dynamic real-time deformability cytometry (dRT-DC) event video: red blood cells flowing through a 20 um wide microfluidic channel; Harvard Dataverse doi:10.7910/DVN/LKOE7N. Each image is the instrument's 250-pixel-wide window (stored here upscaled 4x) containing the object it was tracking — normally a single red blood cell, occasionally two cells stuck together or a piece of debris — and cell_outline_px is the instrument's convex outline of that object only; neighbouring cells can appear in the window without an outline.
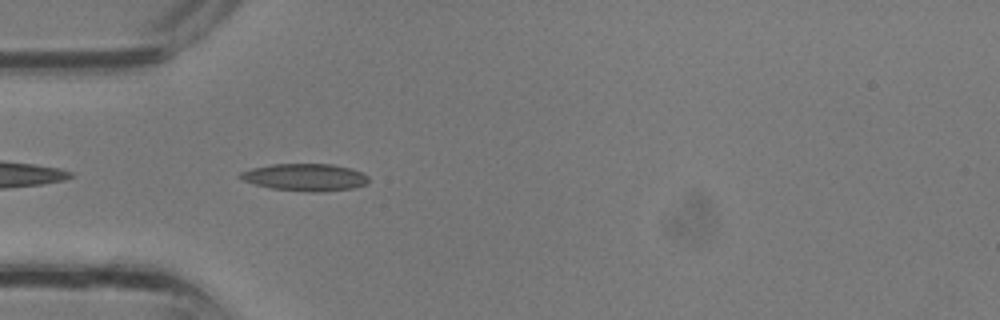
{"species": "common noctule bat (a hibernating species)", "species_latin": "Nyctalus noctula", "temperature_condition": "room temperature", "stored_images_in_passage": 25, "camera_frame_rate_fps": 3000, "um_per_image_px": 0.085, "animal": {"sex": "male", "body_mass_g": 13.3}, "frame": {"image": 1, "passage_image": 1, "time_ms": 0.0, "image_size_px": [1000, 320], "cell_outline_px": [[368, 180], [364, 184], [352, 188], [320, 192], [312, 192], [272, 188], [256, 184], [244, 180], [236, 176], [240, 172], [252, 168], [272, 164], [332, 164], [352, 168], [368, 176]], "centroid_in_image_um": [25.92, 15.05], "position_along_channel_um": 59.1, "area_um2": 20.17}}
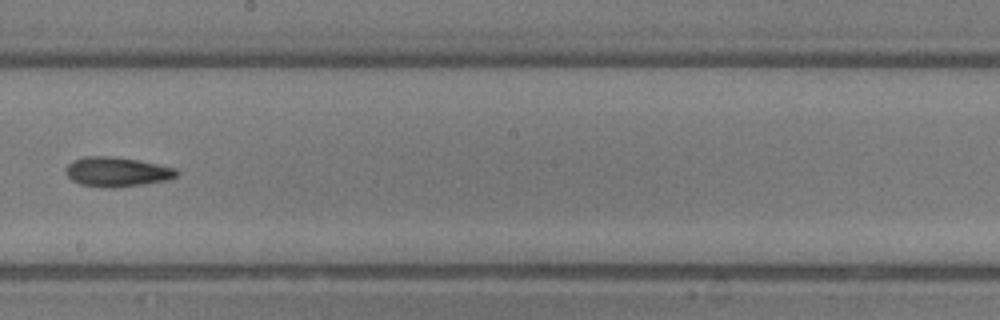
{"frame": {"image": 2, "passage_image": 10, "time_ms": 3.0, "image_size_px": [1000, 320], "cell_outline_px": [[180, 172], [176, 176], [168, 180], [112, 188], [104, 188], [80, 184], [72, 180], [64, 172], [64, 168], [72, 160], [84, 156], [112, 156], [136, 160], [176, 168]], "centroid_in_image_um": [9.89, 14.6], "position_along_channel_um": 238.3, "area_um2": 19.13}}
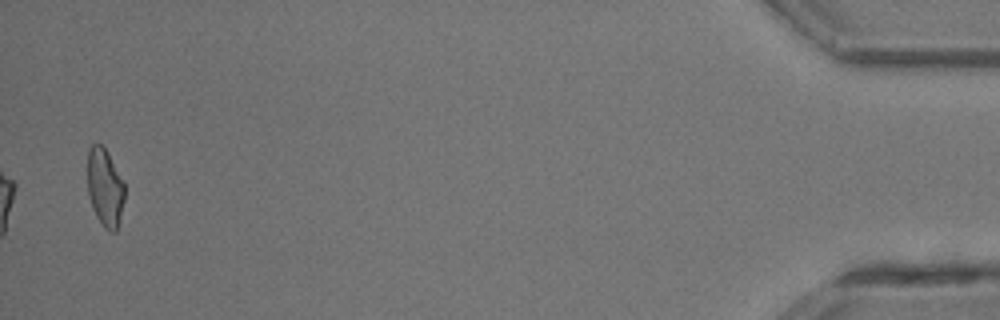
{"frame": {"image": 3, "passage_image": 24, "time_ms": 7.667, "image_size_px": [1000, 320], "cell_outline_px": [[124, 200], [116, 232], [108, 232], [104, 228], [96, 216], [92, 208], [88, 196], [88, 148], [92, 144], [100, 144], [108, 152], [124, 184]], "centroid_in_image_um": [8.91, 15.96], "position_along_channel_um": 426.3, "area_um2": 16.82}}